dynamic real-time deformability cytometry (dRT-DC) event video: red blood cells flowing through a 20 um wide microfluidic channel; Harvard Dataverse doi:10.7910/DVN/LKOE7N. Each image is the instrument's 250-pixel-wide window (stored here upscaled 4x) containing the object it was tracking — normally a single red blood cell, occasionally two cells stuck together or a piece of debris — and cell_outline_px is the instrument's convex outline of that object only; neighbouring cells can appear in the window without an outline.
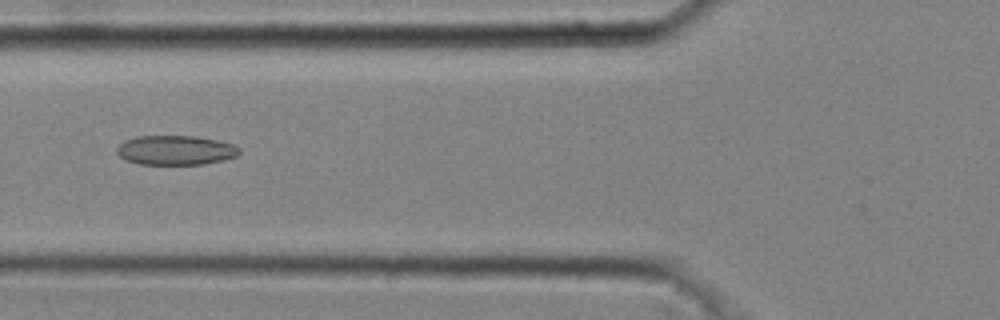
{"species": "common noctule bat (a hibernating species)", "species_latin": "Nyctalus noctula", "temperature_condition": "cold", "stored_images_in_passage": 44, "camera_frame_rate_fps": 3000, "um_per_image_px": 0.085, "animal": {"sex": "male", "body_mass_g": 20.4}, "frame": {"image": 1, "passage_image": 18, "time_ms": 5.667, "image_size_px": [1000, 320], "cell_outline_px": [[240, 152], [236, 156], [204, 164], [140, 164], [124, 160], [116, 152], [116, 148], [124, 140], [136, 136], [196, 136], [216, 140], [232, 144], [240, 148]], "centroid_in_image_um": [14.88, 12.76], "position_along_channel_um": 110.9, "area_um2": 20.98}}
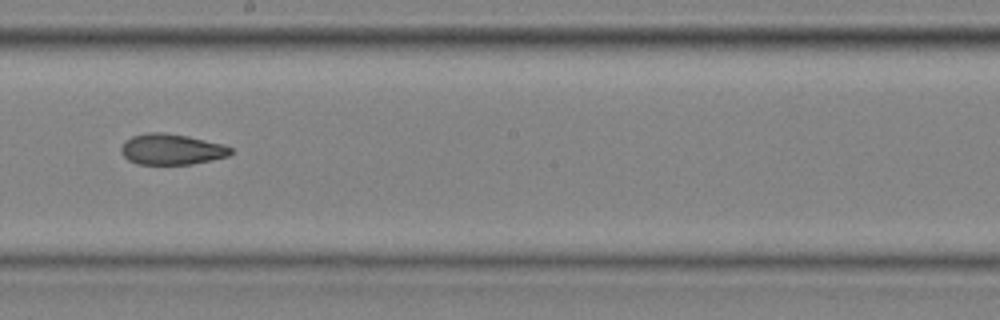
{"frame": {"image": 2, "passage_image": 27, "time_ms": 8.667, "image_size_px": [1000, 320], "cell_outline_px": [[232, 152], [228, 156], [212, 160], [192, 164], [136, 164], [128, 160], [120, 152], [120, 148], [124, 140], [132, 136], [148, 132], [164, 132], [188, 136], [224, 144], [232, 148]], "centroid_in_image_um": [14.56, 12.68], "position_along_channel_um": 233.6, "area_um2": 19.88}}
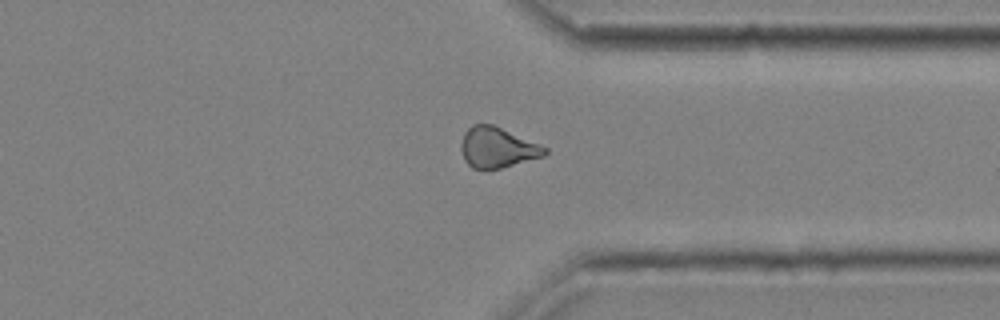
{"frame": {"image": 3, "passage_image": 37, "time_ms": 12.0, "image_size_px": [1000, 320], "cell_outline_px": [[548, 152], [544, 156], [500, 168], [472, 168], [464, 160], [460, 148], [460, 144], [464, 132], [472, 124], [492, 124], [540, 144], [548, 148]], "centroid_in_image_um": [42.26, 12.53], "position_along_channel_um": 369.1, "area_um2": 19.65}, "authors_computed_cell_mechanics": {"area_um2": 19.9988, "velocity_mm_per_s": 4.0893, "shape_relaxation_time_tau1_ms": null, "shape_relaxation_time_tau2_ms": 4.8381, "deformation_change_tau1": null, "deformation_change_tau2": 0.1232}}